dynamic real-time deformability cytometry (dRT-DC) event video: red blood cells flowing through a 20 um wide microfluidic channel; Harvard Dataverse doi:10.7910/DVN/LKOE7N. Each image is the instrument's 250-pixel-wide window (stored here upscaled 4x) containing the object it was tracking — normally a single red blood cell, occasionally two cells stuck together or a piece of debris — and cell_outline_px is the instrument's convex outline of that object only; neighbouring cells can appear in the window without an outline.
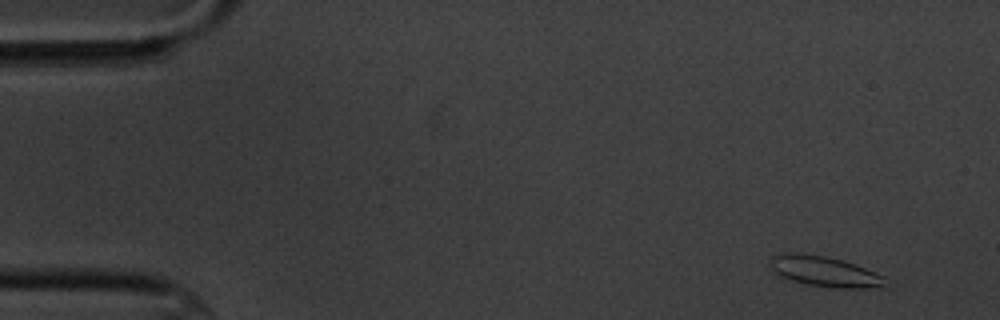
{"species": "common noctule bat (a hibernating species)", "species_latin": "Nyctalus noctula", "temperature_condition": "cold", "stored_images_in_passage": 4, "camera_frame_rate_fps": 3000, "um_per_image_px": 0.085, "animal": {"sex": "male", "body_mass_g": 20.1, "forearm_length_mm": 53.5}, "frame": {"image": 1, "passage_image": 1, "time_ms": 0.0, "image_size_px": [1000, 320], "cell_outline_px": [[884, 284], [868, 288], [836, 288], [808, 284], [788, 280], [780, 276], [772, 268], [772, 256], [784, 252], [800, 252], [828, 256], [844, 260], [856, 264], [884, 276]], "centroid_in_image_um": [70.05, 23.04], "position_along_channel_um": 14.9, "area_um2": 20.35}}